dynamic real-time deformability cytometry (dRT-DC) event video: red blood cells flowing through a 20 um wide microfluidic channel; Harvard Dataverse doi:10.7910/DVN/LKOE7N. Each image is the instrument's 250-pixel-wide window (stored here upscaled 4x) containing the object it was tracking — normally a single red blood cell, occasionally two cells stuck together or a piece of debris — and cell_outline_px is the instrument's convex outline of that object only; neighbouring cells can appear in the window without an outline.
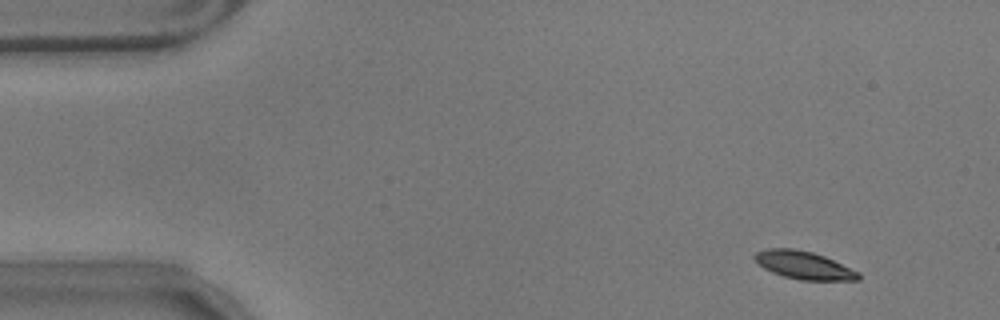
{"species": "common noctule bat (a hibernating species)", "species_latin": "Nyctalus noctula", "temperature_condition": "warm", "stored_images_in_passage": 54, "camera_frame_rate_fps": 3000, "um_per_image_px": 0.085, "animal": {"sex": "male", "body_mass_g": 17.9}, "frame": {"image": 1, "passage_image": 1, "time_ms": 0.0, "image_size_px": [1000, 320], "cell_outline_px": [[860, 280], [800, 280], [784, 276], [772, 272], [764, 268], [752, 256], [756, 252], [768, 248], [792, 248], [812, 252], [824, 256], [860, 272]], "centroid_in_image_um": [68.33, 22.54], "position_along_channel_um": 16.7, "area_um2": 16.76}}
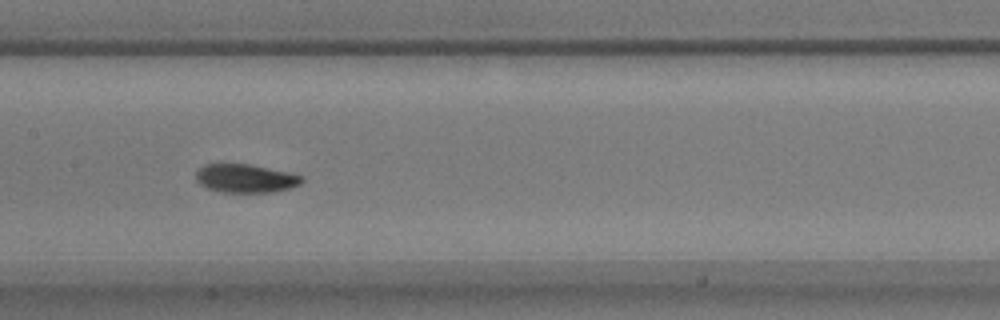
{"frame": {"image": 2, "passage_image": 24, "time_ms": 7.667, "image_size_px": [1000, 320], "cell_outline_px": [[304, 180], [300, 184], [288, 188], [272, 192], [220, 192], [208, 188], [200, 184], [196, 180], [196, 172], [204, 164], [248, 164], [288, 172], [304, 176]], "centroid_in_image_um": [20.87, 15.16], "position_along_channel_um": 186.5, "area_um2": 17.46}}
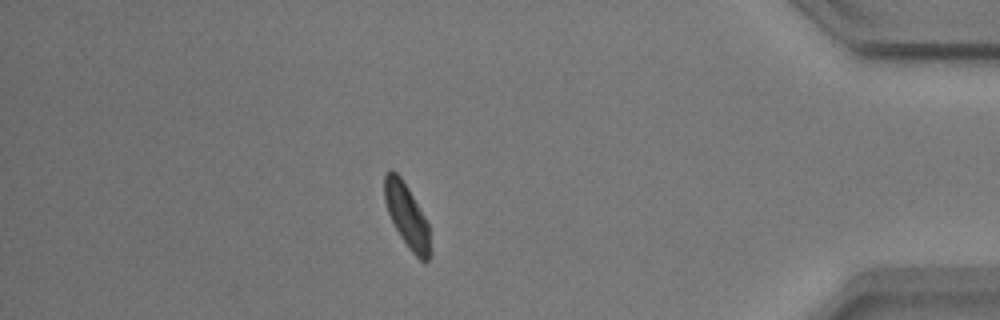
{"frame": {"image": 3, "passage_image": 46, "time_ms": 15.0, "image_size_px": [1000, 320], "cell_outline_px": [[432, 252], [428, 260], [420, 260], [408, 248], [400, 236], [388, 212], [384, 200], [384, 176], [388, 168], [392, 168], [400, 176], [408, 188], [424, 216], [428, 224]], "centroid_in_image_um": [34.58, 18.33], "position_along_channel_um": 400.6, "area_um2": 16.94}, "authors_computed_cell_mechanics": {"area_um2": 17.3978, "velocity_mm_per_s": 3.4833, "shape_relaxation_time_tau1_ms": 6.4214, "shape_relaxation_time_tau2_ms": 6.9365, "deformation_change_tau1": 0.2126, "deformation_change_tau2": 0.0817}}